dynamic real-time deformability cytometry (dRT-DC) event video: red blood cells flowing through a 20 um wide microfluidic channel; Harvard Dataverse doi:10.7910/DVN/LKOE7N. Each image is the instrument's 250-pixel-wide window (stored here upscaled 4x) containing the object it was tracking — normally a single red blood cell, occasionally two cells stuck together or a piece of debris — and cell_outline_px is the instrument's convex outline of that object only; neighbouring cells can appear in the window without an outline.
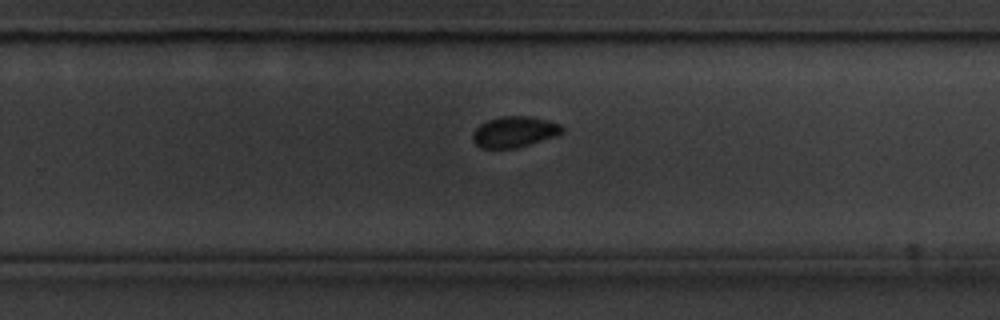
{"species": "common noctule bat (a hibernating species)", "species_latin": "Nyctalus noctula", "temperature_condition": "cold", "stored_images_in_passage": 35, "camera_frame_rate_fps": 3000, "um_per_image_px": 0.085, "animal": {"sex": "male", "body_mass_g": 20.1, "forearm_length_mm": 53.5}, "frame": {"image": 1, "passage_image": 20, "time_ms": 6.333, "image_size_px": [1000, 320], "cell_outline_px": [[564, 132], [560, 136], [516, 148], [480, 148], [472, 140], [472, 132], [480, 124], [488, 120], [500, 116], [528, 116], [548, 120], [560, 124], [564, 128]], "centroid_in_image_um": [43.76, 11.21], "position_along_channel_um": 286.0, "area_um2": 16.42}}
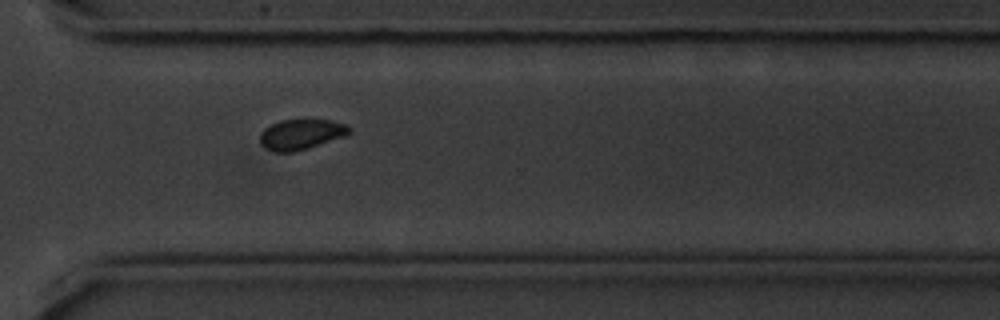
{"frame": {"image": 2, "passage_image": 25, "time_ms": 8.0, "image_size_px": [1000, 320], "cell_outline_px": [[352, 132], [344, 136], [308, 148], [292, 152], [276, 152], [260, 144], [260, 132], [264, 128], [280, 120], [332, 120], [344, 124], [352, 128]], "centroid_in_image_um": [25.59, 11.41], "position_along_channel_um": 345.0, "area_um2": 15.66}}
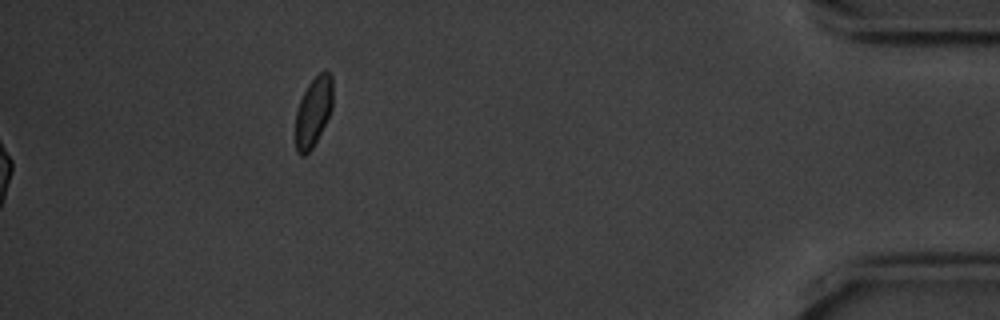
{"frame": {"image": 3, "passage_image": 35, "time_ms": 11.333, "image_size_px": [1000, 320], "cell_outline_px": [[332, 108], [312, 148], [304, 156], [300, 156], [296, 152], [296, 112], [300, 100], [308, 84], [320, 72], [328, 72], [332, 76]], "centroid_in_image_um": [26.62, 9.5], "position_along_channel_um": 408.6, "area_um2": 14.8}, "authors_computed_cell_mechanics": {"area_um2": 16.473, "velocity_mm_per_s": 3.5417, "shape_relaxation_time_tau1_ms": 2.1734, "shape_relaxation_time_tau2_ms": null, "deformation_change_tau1": 0.0568, "deformation_change_tau2": null}}